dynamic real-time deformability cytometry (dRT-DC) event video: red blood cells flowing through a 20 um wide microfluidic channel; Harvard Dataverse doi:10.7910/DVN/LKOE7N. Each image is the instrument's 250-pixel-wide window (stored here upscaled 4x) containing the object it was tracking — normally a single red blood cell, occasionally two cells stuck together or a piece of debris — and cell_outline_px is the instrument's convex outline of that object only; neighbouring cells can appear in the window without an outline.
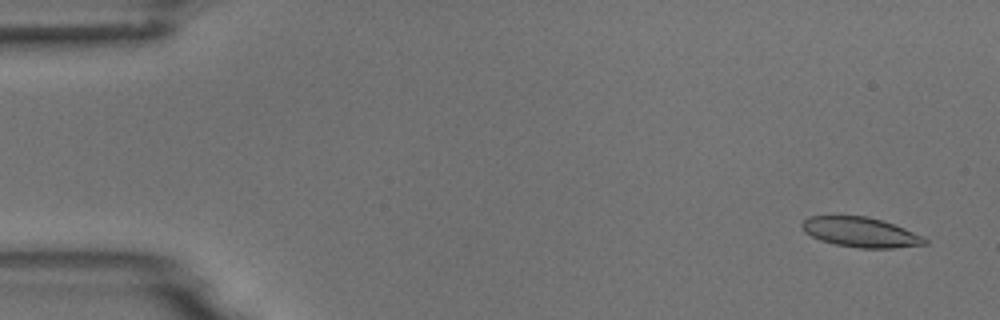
{"species": "common noctule bat (a hibernating species)", "species_latin": "Nyctalus noctula", "temperature_condition": "room temperature", "stored_images_in_passage": 55, "camera_frame_rate_fps": 3000, "um_per_image_px": 0.085, "animal": {"sex": "male", "body_mass_g": 18.8}, "frame": {"image": 1, "passage_image": 3, "time_ms": 0.667, "image_size_px": [1000, 320], "cell_outline_px": [[928, 244], [892, 248], [860, 248], [836, 244], [820, 240], [804, 232], [800, 224], [808, 216], [868, 216], [904, 228], [924, 236], [928, 240]], "centroid_in_image_um": [73.15, 19.74], "position_along_channel_um": 11.8, "area_um2": 21.33}}
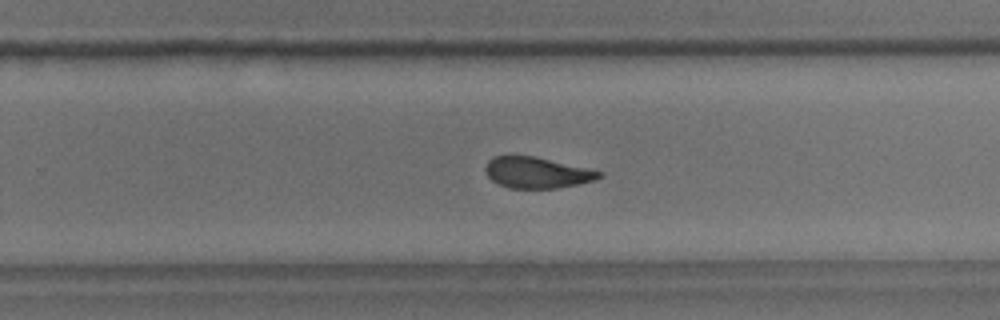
{"frame": {"image": 2, "passage_image": 35, "time_ms": 11.333, "image_size_px": [1000, 320], "cell_outline_px": [[604, 176], [596, 180], [556, 188], [508, 188], [492, 180], [488, 176], [484, 168], [488, 160], [492, 156], [508, 152], [532, 156], [604, 172]], "centroid_in_image_um": [45.57, 14.63], "position_along_channel_um": 284.2, "area_um2": 20.92}}
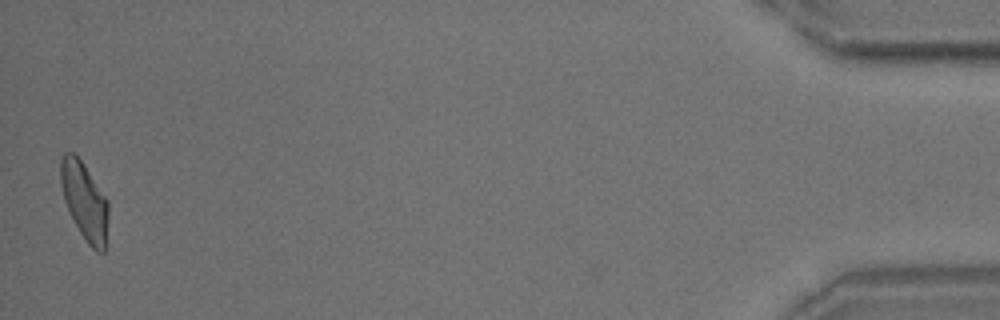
{"frame": {"image": 3, "passage_image": 54, "time_ms": 17.667, "image_size_px": [1000, 320], "cell_outline_px": [[108, 216], [104, 252], [96, 252], [88, 244], [80, 232], [68, 212], [64, 200], [60, 184], [60, 160], [64, 152], [72, 152], [80, 160], [108, 200]], "centroid_in_image_um": [7.16, 17.1], "position_along_channel_um": 428.0, "area_um2": 21.44}, "authors_computed_cell_mechanics": {"area_um2": 21.7328, "velocity_mm_per_s": 3.7054, "shape_relaxation_time_tau1_ms": 7.1331, "shape_relaxation_time_tau2_ms": 2.56, "deformation_change_tau1": 0.1678, "deformation_change_tau2": 0.104}}